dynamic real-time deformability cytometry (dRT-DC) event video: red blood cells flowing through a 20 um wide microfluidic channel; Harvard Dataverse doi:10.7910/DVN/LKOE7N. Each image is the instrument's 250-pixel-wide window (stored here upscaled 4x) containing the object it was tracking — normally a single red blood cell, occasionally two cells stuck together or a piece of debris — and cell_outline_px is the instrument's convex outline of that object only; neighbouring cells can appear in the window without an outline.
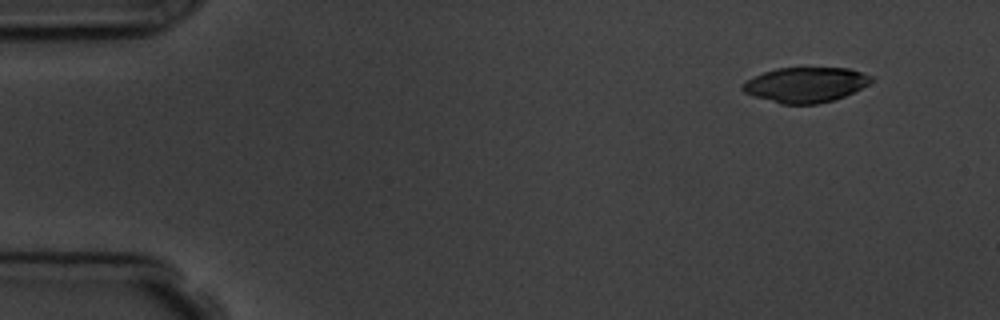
{"species": "common noctule bat (a hibernating species)", "species_latin": "Nyctalus noctula", "temperature_condition": "room temperature", "stored_images_in_passage": 4, "camera_frame_rate_fps": 3000, "um_per_image_px": 0.085, "animal": {"sex": "male", "body_mass_g": 19.5, "forearm_length_mm": 54.6}, "frame": {"image": 1, "passage_image": 1, "time_ms": 0.0, "image_size_px": [1000, 320], "cell_outline_px": [[876, 76], [868, 84], [844, 96], [832, 100], [816, 104], [780, 104], [752, 96], [744, 92], [740, 88], [752, 76], [776, 68], [848, 68]], "centroid_in_image_um": [68.46, 7.2], "position_along_channel_um": 16.5, "area_um2": 26.3}}
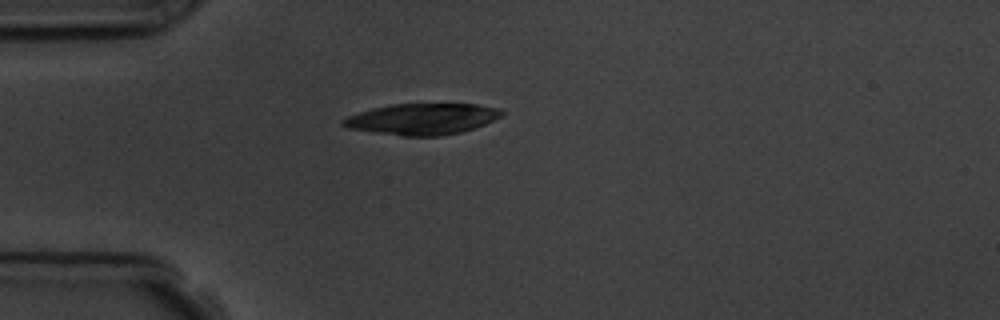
{"frame": {"image": 2, "passage_image": 4, "time_ms": 3.333, "image_size_px": [1000, 320], "cell_outline_px": [[504, 112], [500, 116], [484, 124], [460, 132], [440, 136], [400, 136], [348, 128], [340, 124], [348, 116], [372, 108], [392, 104], [476, 104], [496, 108]], "centroid_in_image_um": [35.85, 10.12], "position_along_channel_um": 49.1, "area_um2": 28.44}}